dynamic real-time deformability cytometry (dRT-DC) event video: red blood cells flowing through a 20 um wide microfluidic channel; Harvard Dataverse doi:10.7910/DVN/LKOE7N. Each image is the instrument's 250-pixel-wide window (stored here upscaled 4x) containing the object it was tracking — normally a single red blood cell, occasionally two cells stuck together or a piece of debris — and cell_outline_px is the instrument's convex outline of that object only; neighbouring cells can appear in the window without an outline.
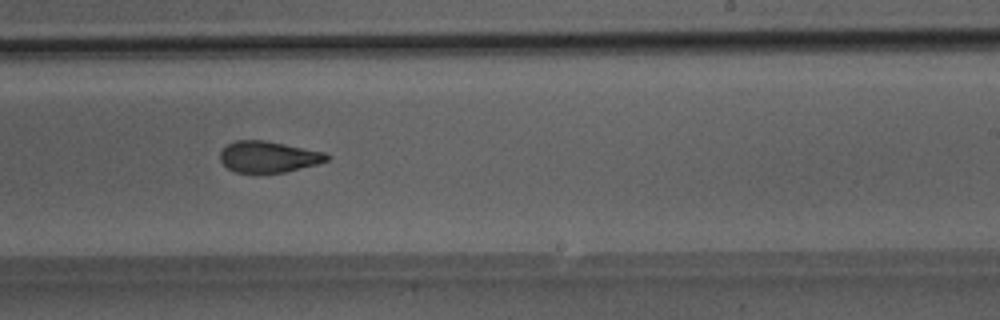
{"species": "Egyptian fruit bat (a non-hibernating species)", "species_latin": "Rousettus aegyptiacus", "temperature_condition": "room temperature", "stored_images_in_passage": 32, "camera_frame_rate_fps": 3000, "um_per_image_px": 0.085, "animal": {"sex": "male"}, "frame": {"image": 1, "passage_image": 19, "time_ms": 6.0, "image_size_px": [1000, 320], "cell_outline_px": [[332, 156], [328, 160], [316, 164], [284, 172], [256, 176], [236, 172], [228, 168], [220, 160], [220, 152], [228, 144], [236, 140], [264, 140], [324, 152]], "centroid_in_image_um": [22.79, 13.37], "position_along_channel_um": 266.2, "area_um2": 19.83}}
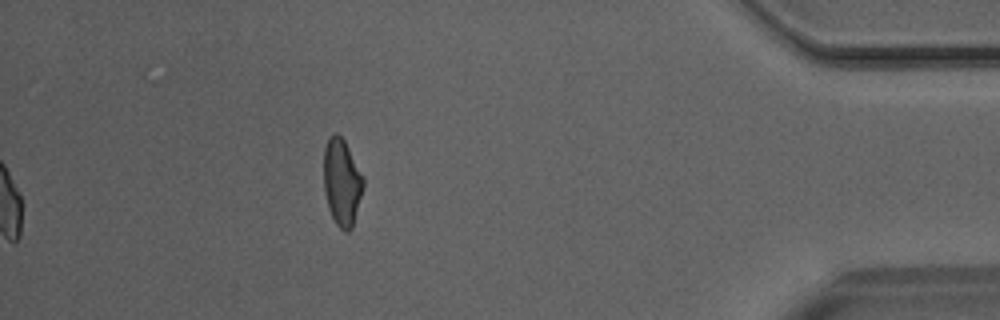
{"frame": {"image": 2, "passage_image": 32, "time_ms": 10.333, "image_size_px": [1000, 320], "cell_outline_px": [[364, 188], [352, 228], [348, 232], [344, 232], [336, 224], [328, 208], [324, 192], [324, 148], [328, 136], [336, 132], [344, 140], [364, 176]], "centroid_in_image_um": [29.06, 15.49], "position_along_channel_um": 406.1, "area_um2": 20.29}}